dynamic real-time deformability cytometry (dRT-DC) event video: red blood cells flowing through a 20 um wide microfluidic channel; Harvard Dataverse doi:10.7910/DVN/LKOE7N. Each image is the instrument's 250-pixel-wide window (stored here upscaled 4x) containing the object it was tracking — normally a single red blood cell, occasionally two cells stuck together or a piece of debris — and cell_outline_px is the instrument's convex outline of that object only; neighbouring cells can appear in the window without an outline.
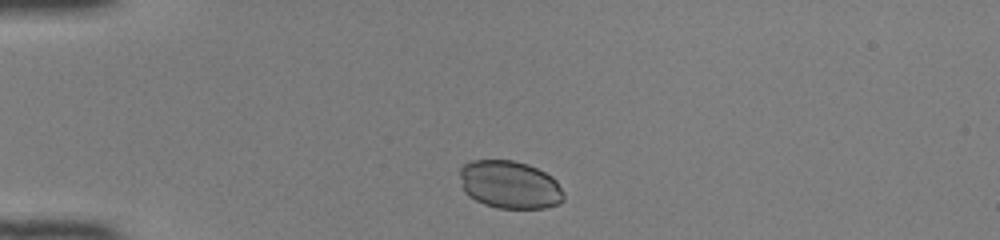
{"species": "common noctule bat (a hibernating species)", "species_latin": "Nyctalus noctula", "temperature_condition": "room temperature", "stored_images_in_passage": 39, "camera_frame_rate_fps": 3000, "um_per_image_px": 0.085, "animal": {"sex": "female", "body_mass_g": 22.0, "forearm_length_mm": 56.7}, "frame": {"image": 1, "passage_image": 2, "time_ms": 0.333, "image_size_px": [1000, 240], "cell_outline_px": [[564, 200], [560, 204], [548, 208], [496, 208], [484, 204], [468, 196], [464, 192], [460, 176], [460, 168], [464, 164], [472, 160], [512, 160], [528, 164], [552, 176], [556, 180], [564, 192]], "centroid_in_image_um": [43.35, 15.71], "position_along_channel_um": 41.7, "area_um2": 29.25}}
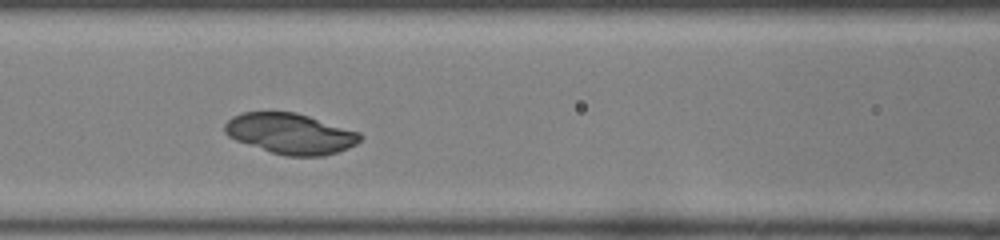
{"frame": {"image": 2, "passage_image": 12, "time_ms": 3.667, "image_size_px": [1000, 240], "cell_outline_px": [[364, 136], [356, 144], [348, 148], [324, 156], [288, 156], [272, 152], [236, 140], [228, 136], [224, 132], [224, 124], [232, 116], [240, 112], [296, 112], [360, 132]], "centroid_in_image_um": [24.69, 11.35], "position_along_channel_um": 141.9, "area_um2": 31.96}}
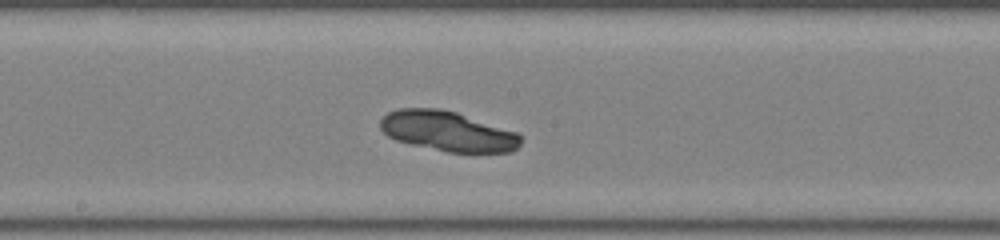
{"frame": {"image": 3, "passage_image": 17, "time_ms": 5.333, "image_size_px": [1000, 240], "cell_outline_px": [[520, 144], [512, 152], [448, 152], [412, 144], [396, 140], [388, 136], [380, 128], [380, 120], [388, 112], [400, 108], [440, 108], [456, 112], [520, 132]], "centroid_in_image_um": [38.08, 11.14], "position_along_channel_um": 210.1, "area_um2": 32.77}}